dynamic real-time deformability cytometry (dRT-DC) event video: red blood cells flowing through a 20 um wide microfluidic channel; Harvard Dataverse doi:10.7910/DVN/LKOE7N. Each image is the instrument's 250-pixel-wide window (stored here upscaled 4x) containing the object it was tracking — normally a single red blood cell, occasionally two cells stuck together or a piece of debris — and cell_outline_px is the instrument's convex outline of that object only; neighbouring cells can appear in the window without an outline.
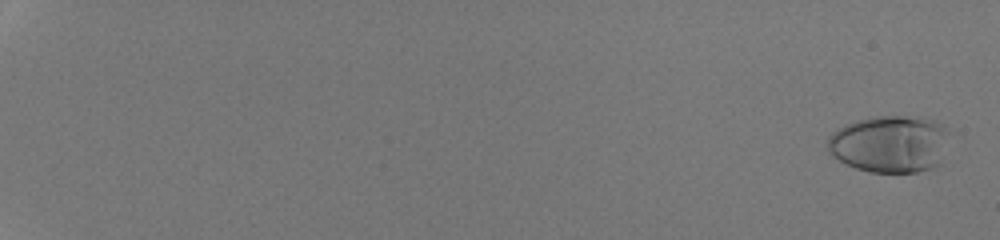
{"species": "human", "species_latin": "Homo sapiens", "temperature_condition": "room temperature", "stored_images_in_passage": 54, "camera_frame_rate_fps": 3000, "um_per_image_px": 0.085, "donor": {"sex": "male"}, "frame": {"image": 1, "passage_image": 2, "time_ms": 0.333, "image_size_px": [1000, 240], "cell_outline_px": [[948, 132], [940, 164], [932, 168], [916, 172], [868, 172], [856, 168], [832, 156], [828, 152], [828, 136], [832, 132], [844, 124], [872, 116], [920, 116], [936, 120], [944, 124]], "centroid_in_image_um": [75.63, 12.21], "position_along_channel_um": 9.4, "area_um2": 40.86}}
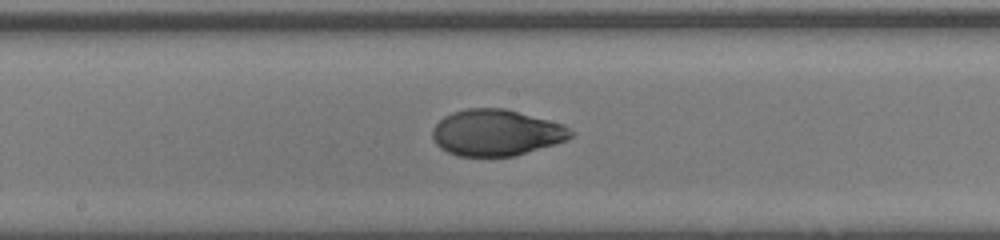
{"frame": {"image": 2, "passage_image": 34, "time_ms": 11.0, "image_size_px": [1000, 240], "cell_outline_px": [[576, 132], [568, 140], [556, 144], [516, 156], [456, 156], [440, 148], [436, 144], [432, 136], [432, 128], [444, 116], [452, 112], [468, 108], [504, 108], [564, 124]], "centroid_in_image_um": [42.21, 11.28], "position_along_channel_um": 206.0, "area_um2": 37.63}}
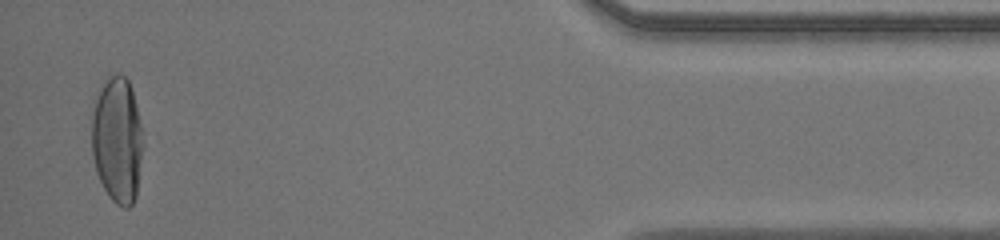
{"frame": {"image": 3, "passage_image": 53, "time_ms": 17.333, "image_size_px": [1000, 240], "cell_outline_px": [[144, 144], [136, 196], [132, 204], [128, 208], [124, 208], [116, 204], [108, 196], [96, 172], [92, 156], [92, 116], [96, 100], [100, 88], [104, 80], [120, 72], [128, 80], [132, 92], [144, 140]], "centroid_in_image_um": [9.97, 11.94], "position_along_channel_um": 425.2, "area_um2": 37.74}, "authors_computed_cell_mechanics": {"area_um2": 37.57, "velocity_mm_per_s": 4.2775, "shape_relaxation_time_tau1_ms": 4.4429, "shape_relaxation_time_tau2_ms": null, "deformation_change_tau1": 0.2423, "deformation_change_tau2": null}}